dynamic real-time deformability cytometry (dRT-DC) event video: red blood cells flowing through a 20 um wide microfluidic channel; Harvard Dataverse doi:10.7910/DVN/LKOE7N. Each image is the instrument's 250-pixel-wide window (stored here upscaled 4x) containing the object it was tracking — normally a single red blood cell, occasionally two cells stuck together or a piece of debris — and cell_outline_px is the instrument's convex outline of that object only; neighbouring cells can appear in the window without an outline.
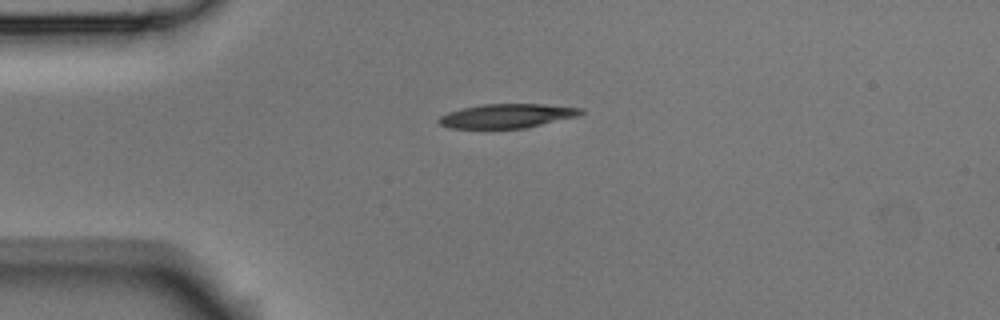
{"species": "Egyptian fruit bat (a non-hibernating species)", "species_latin": "Rousettus aegyptiacus", "temperature_condition": "room temperature", "stored_images_in_passage": 2, "camera_frame_rate_fps": 3000, "um_per_image_px": 0.085, "animal": {"sex": "male"}, "frame": {"image": 1, "passage_image": 1, "time_ms": 0.0, "image_size_px": [1000, 320], "cell_outline_px": [[584, 112], [580, 116], [524, 128], [448, 128], [440, 124], [436, 120], [440, 116], [448, 112], [460, 108], [484, 104], [540, 104], [584, 108]], "centroid_in_image_um": [43.1, 9.85], "position_along_channel_um": 41.9, "area_um2": 20.06}}